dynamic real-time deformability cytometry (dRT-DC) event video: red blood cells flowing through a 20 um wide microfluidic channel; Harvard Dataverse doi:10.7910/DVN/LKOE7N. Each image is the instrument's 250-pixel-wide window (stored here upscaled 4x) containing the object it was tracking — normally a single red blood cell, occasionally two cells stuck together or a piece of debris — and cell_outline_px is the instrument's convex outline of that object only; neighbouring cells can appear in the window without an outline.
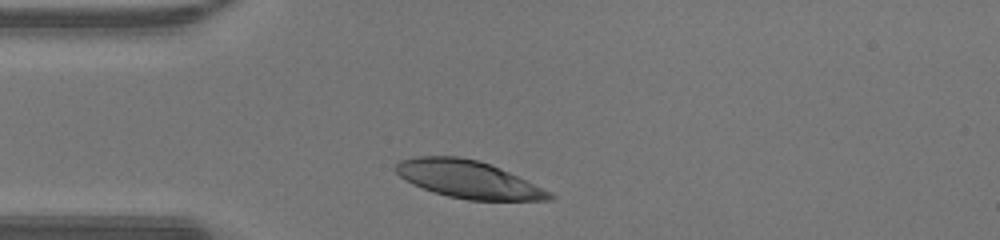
{"species": "human", "species_latin": "Homo sapiens", "temperature_condition": "warm", "stored_images_in_passage": 29, "camera_frame_rate_fps": 3000, "um_per_image_px": 0.085, "donor": {"sex": "male"}, "frame": {"image": 1, "passage_image": 3, "time_ms": 0.667, "image_size_px": [1000, 240], "cell_outline_px": [[556, 196], [552, 200], [468, 200], [448, 196], [432, 192], [412, 184], [404, 180], [392, 168], [400, 160], [416, 156], [460, 156], [480, 160], [492, 164], [552, 192]], "centroid_in_image_um": [39.78, 15.23], "position_along_channel_um": 45.2, "area_um2": 33.93}}
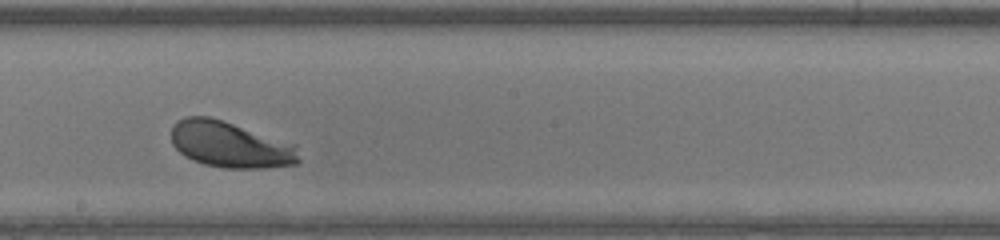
{"frame": {"image": 2, "passage_image": 17, "time_ms": 5.333, "image_size_px": [1000, 240], "cell_outline_px": [[300, 160], [296, 164], [264, 168], [224, 168], [204, 164], [192, 160], [184, 156], [172, 144], [172, 128], [176, 120], [184, 116], [208, 116], [296, 144]], "centroid_in_image_um": [19.55, 12.3], "position_along_channel_um": 228.6, "area_um2": 34.22}}
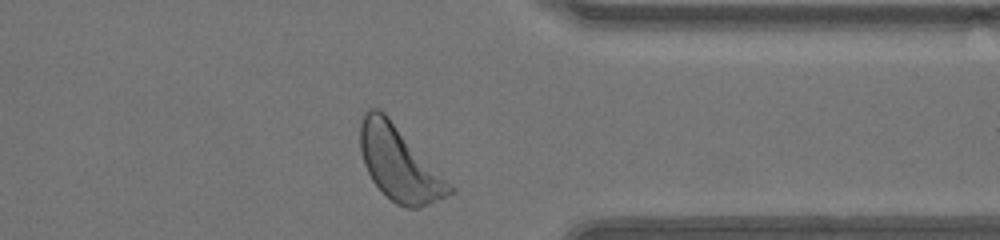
{"frame": {"image": 3, "passage_image": 28, "time_ms": 9.0, "image_size_px": [1000, 240], "cell_outline_px": [[456, 192], [420, 208], [408, 208], [396, 204], [372, 180], [364, 164], [360, 148], [360, 124], [364, 112], [368, 108], [380, 108], [388, 116], [456, 188]], "centroid_in_image_um": [33.96, 13.89], "position_along_channel_um": 377.4, "area_um2": 38.55}, "authors_computed_cell_mechanics": {"area_um2": 34.4488, "velocity_mm_per_s": 4.2892, "shape_relaxation_time_tau1_ms": 1.0808, "shape_relaxation_time_tau2_ms": null, "deformation_change_tau1": 0.1186, "deformation_change_tau2": null}}